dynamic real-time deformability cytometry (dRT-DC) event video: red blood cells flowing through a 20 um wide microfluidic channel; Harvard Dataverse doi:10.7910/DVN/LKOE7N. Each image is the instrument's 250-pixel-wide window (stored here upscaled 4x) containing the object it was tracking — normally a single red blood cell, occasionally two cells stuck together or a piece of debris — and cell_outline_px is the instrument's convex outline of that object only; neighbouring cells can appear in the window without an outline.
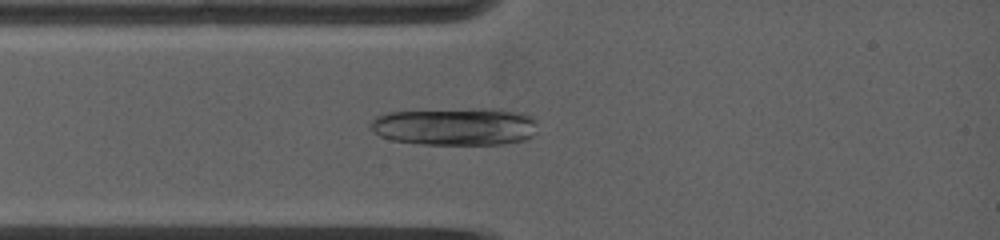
{"species": "common noctule bat (a hibernating species)", "species_latin": "Nyctalus noctula", "temperature_condition": "warm", "stored_images_in_passage": 46, "camera_frame_rate_fps": 5000, "um_per_image_px": 0.085, "animal": {"sex": "female", "body_mass_g": 19.0, "forearm_length_mm": 53.3}, "frame": {"image": 1, "passage_image": 2, "time_ms": 0.2, "image_size_px": [1000, 240], "cell_outline_px": [[536, 132], [532, 136], [524, 140], [504, 144], [424, 144], [392, 140], [380, 136], [372, 132], [368, 124], [376, 116], [388, 112], [472, 108], [500, 108], [520, 112], [532, 116], [536, 120]], "centroid_in_image_um": [38.71, 10.74], "position_along_channel_um": 46.3, "area_um2": 37.22}}
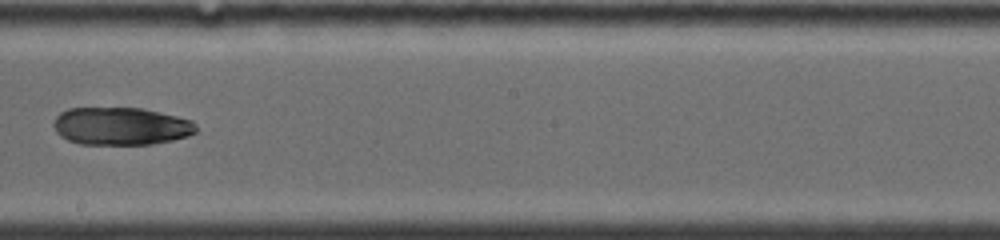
{"frame": {"image": 2, "passage_image": 19, "time_ms": 5.0, "image_size_px": [1000, 240], "cell_outline_px": [[196, 132], [188, 136], [172, 140], [152, 144], [80, 144], [68, 140], [60, 136], [56, 132], [52, 124], [56, 116], [60, 112], [68, 108], [140, 108], [160, 112], [192, 120], [196, 124]], "centroid_in_image_um": [10.26, 10.72], "position_along_channel_um": 237.9, "area_um2": 31.44}}
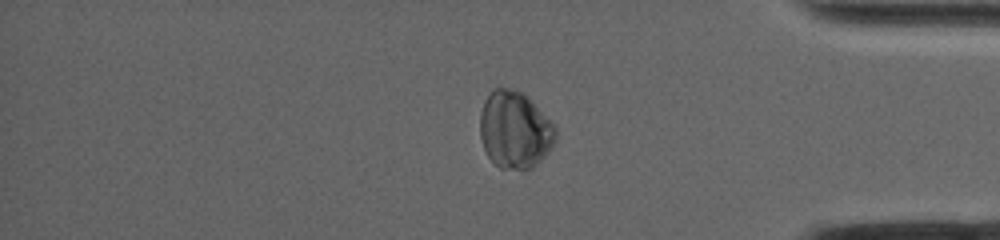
{"frame": {"image": 3, "passage_image": 35, "time_ms": 9.4, "image_size_px": [1000, 240], "cell_outline_px": [[556, 140], [548, 152], [532, 168], [524, 172], [500, 168], [488, 156], [484, 148], [480, 136], [480, 112], [484, 100], [492, 88], [504, 88], [520, 92], [528, 96], [532, 100], [556, 128]], "centroid_in_image_um": [43.75, 11.06], "position_along_channel_um": 391.5, "area_um2": 34.22}}